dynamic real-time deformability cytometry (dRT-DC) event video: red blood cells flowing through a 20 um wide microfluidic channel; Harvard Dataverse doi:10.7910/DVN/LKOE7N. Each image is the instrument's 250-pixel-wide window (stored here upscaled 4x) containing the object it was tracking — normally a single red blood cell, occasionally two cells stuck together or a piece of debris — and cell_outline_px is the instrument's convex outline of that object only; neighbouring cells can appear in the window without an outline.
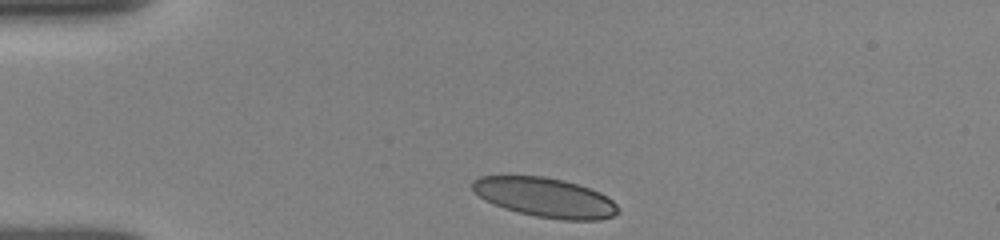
{"species": "human", "species_latin": "Homo sapiens", "temperature_condition": "room temperature", "stored_images_in_passage": 30, "camera_frame_rate_fps": 3000, "um_per_image_px": 0.085, "donor": {"sex": "female"}, "frame": {"image": 1, "passage_image": 1, "time_ms": 0.0, "image_size_px": [1000, 240], "cell_outline_px": [[620, 212], [612, 216], [600, 220], [560, 220], [536, 216], [504, 208], [484, 200], [472, 188], [472, 180], [480, 176], [544, 176], [564, 180], [600, 192], [608, 196], [620, 208]], "centroid_in_image_um": [46.36, 16.79], "position_along_channel_um": 38.6, "area_um2": 33.47}}
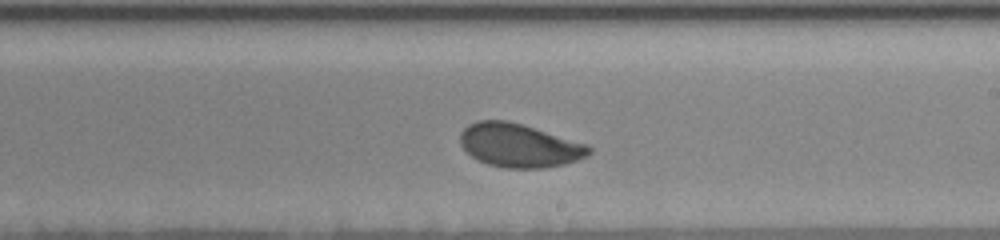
{"frame": {"image": 2, "passage_image": 18, "time_ms": 6.333, "image_size_px": [1000, 240], "cell_outline_px": [[592, 152], [588, 156], [564, 164], [544, 168], [504, 168], [488, 164], [472, 156], [460, 144], [460, 132], [468, 124], [476, 120], [504, 120], [520, 124], [588, 144], [592, 148]], "centroid_in_image_um": [44.14, 12.36], "position_along_channel_um": 244.9, "area_um2": 32.54}}
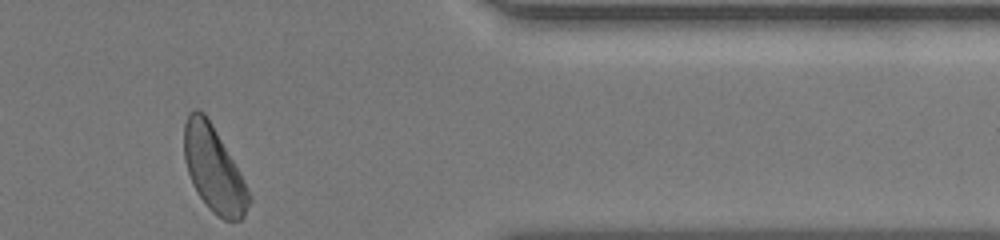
{"frame": {"image": 3, "passage_image": 30, "time_ms": 10.667, "image_size_px": [1000, 240], "cell_outline_px": [[252, 200], [244, 216], [240, 220], [224, 220], [216, 216], [208, 208], [192, 184], [184, 160], [184, 124], [188, 112], [192, 108], [196, 108], [204, 112], [212, 124], [252, 196]], "centroid_in_image_um": [18.15, 14.38], "position_along_channel_um": 393.3, "area_um2": 32.08}, "authors_computed_cell_mechanics": {"area_um2": 32.946, "velocity_mm_per_s": 3.8641, "shape_relaxation_time_tau1_ms": 4.13, "shape_relaxation_time_tau2_ms": 0.9345, "deformation_change_tau1": 0.1034, "deformation_change_tau2": 0.0628}}